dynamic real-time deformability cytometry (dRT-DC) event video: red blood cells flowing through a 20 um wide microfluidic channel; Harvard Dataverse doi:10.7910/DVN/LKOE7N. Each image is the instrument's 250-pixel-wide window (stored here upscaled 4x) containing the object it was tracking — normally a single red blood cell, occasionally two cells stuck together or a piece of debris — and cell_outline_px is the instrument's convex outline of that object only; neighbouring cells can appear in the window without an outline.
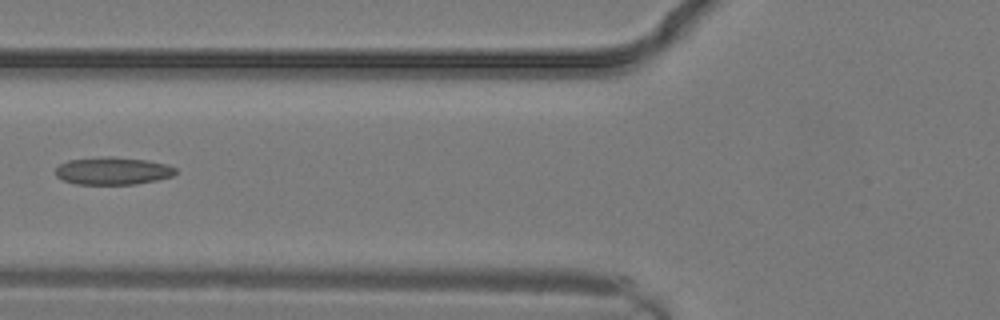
{"species": "common noctule bat (a hibernating species)", "species_latin": "Nyctalus noctula", "temperature_condition": "warm", "stored_images_in_passage": 15, "camera_frame_rate_fps": 3000, "um_per_image_px": 0.085, "animal": {"sex": "male", "body_mass_g": 19.2, "forearm_length_mm": 51.8}, "frame": {"image": 1, "passage_image": 11, "time_ms": 3.333, "image_size_px": [1000, 320], "cell_outline_px": [[176, 172], [172, 176], [156, 180], [136, 184], [76, 184], [64, 180], [56, 176], [56, 168], [60, 164], [68, 160], [108, 156], [144, 160], [164, 164], [176, 168]], "centroid_in_image_um": [9.56, 14.53], "position_along_channel_um": 116.2, "area_um2": 19.02}}
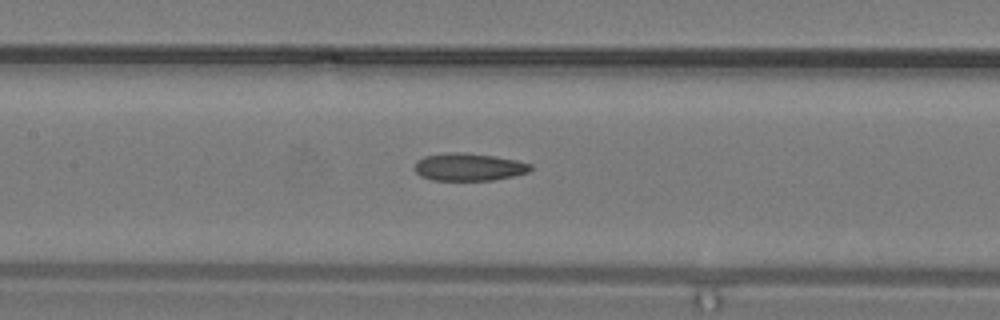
{"frame": {"image": 2, "passage_image": 13, "time_ms": 4.0, "image_size_px": [1000, 320], "cell_outline_px": [[532, 168], [528, 172], [512, 176], [492, 180], [432, 180], [420, 176], [416, 172], [416, 160], [424, 156], [452, 152], [460, 152], [496, 156], [516, 160], [532, 164]], "centroid_in_image_um": [39.85, 14.19], "position_along_channel_um": 167.6, "area_um2": 18.55}}
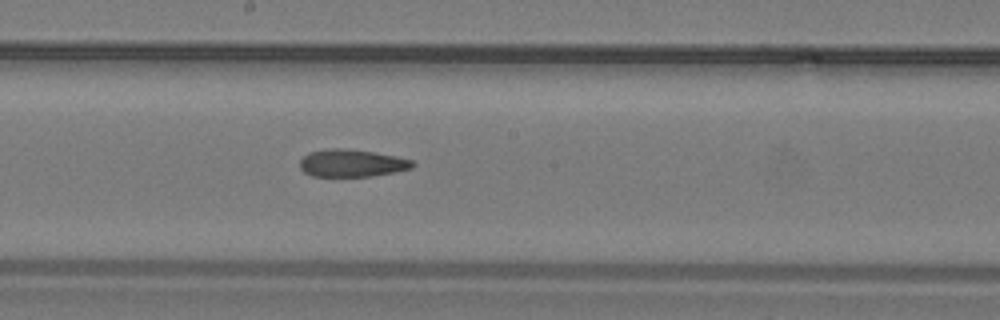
{"frame": {"image": 3, "passage_image": 15, "time_ms": 4.667, "image_size_px": [1000, 320], "cell_outline_px": [[416, 164], [412, 168], [396, 172], [372, 176], [312, 176], [304, 172], [300, 168], [300, 160], [308, 152], [328, 148], [344, 148], [372, 152], [396, 156], [412, 160]], "centroid_in_image_um": [29.9, 13.86], "position_along_channel_um": 218.3, "area_um2": 18.09}}